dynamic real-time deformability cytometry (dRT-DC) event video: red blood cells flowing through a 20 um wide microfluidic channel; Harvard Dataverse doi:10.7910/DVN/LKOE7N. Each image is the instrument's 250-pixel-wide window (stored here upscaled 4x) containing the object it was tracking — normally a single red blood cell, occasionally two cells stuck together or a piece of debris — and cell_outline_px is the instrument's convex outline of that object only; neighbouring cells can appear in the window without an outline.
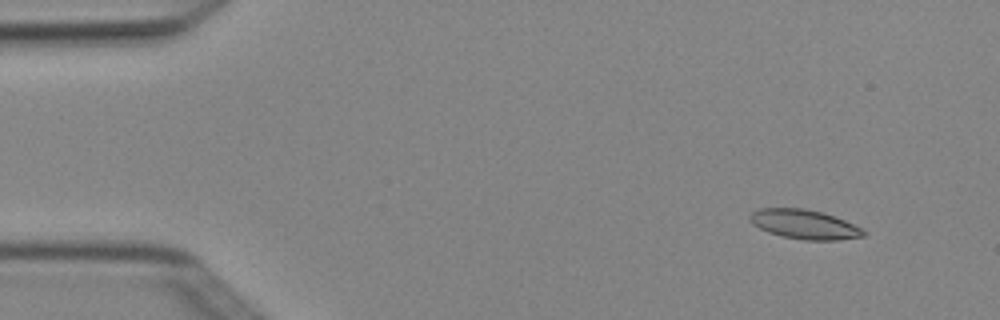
{"species": "Egyptian fruit bat (a non-hibernating species)", "species_latin": "Rousettus aegyptiacus", "temperature_condition": "cold", "stored_images_in_passage": 3, "camera_frame_rate_fps": 3000, "um_per_image_px": 0.085, "animal": {"sex": "female"}, "frame": {"image": 1, "passage_image": 1, "time_ms": 0.0, "image_size_px": [1000, 320], "cell_outline_px": [[868, 232], [864, 236], [836, 240], [804, 240], [784, 236], [768, 232], [752, 224], [748, 216], [752, 212], [760, 208], [804, 208], [824, 212], [844, 220]], "centroid_in_image_um": [68.36, 19.06], "position_along_channel_um": 16.6, "area_um2": 19.36}}
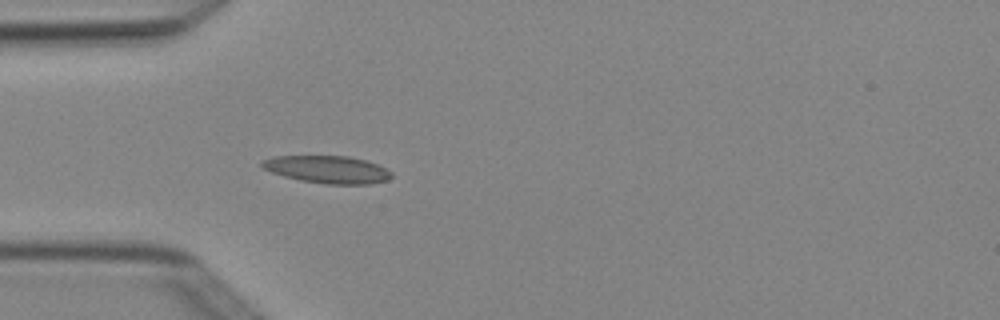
{"frame": {"image": 2, "passage_image": 3, "time_ms": 0.667, "image_size_px": [1000, 320], "cell_outline_px": [[392, 176], [388, 180], [372, 184], [328, 184], [300, 180], [284, 176], [272, 172], [264, 168], [260, 164], [264, 160], [276, 156], [348, 156], [364, 160], [376, 164], [392, 172]], "centroid_in_image_um": [27.87, 14.41], "position_along_channel_um": 57.1, "area_um2": 20.52}}